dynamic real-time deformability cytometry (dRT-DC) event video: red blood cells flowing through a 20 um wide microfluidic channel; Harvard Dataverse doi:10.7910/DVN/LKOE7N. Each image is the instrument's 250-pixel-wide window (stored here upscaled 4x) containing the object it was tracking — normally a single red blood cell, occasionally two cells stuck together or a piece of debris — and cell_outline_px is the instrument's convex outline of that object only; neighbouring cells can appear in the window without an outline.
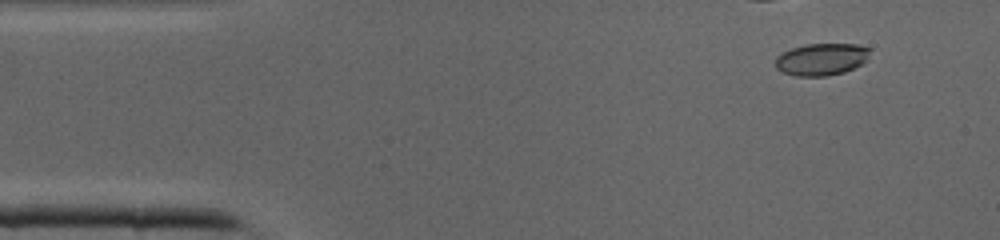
{"species": "common noctule bat (a hibernating species)", "species_latin": "Nyctalus noctula", "temperature_condition": "cold", "stored_images_in_passage": 32, "camera_frame_rate_fps": 3000, "um_per_image_px": 0.085, "animal": {"sex": "male", "body_mass_g": 19.0, "forearm_length_mm": 50.8}, "frame": {"image": 1, "passage_image": 3, "time_ms": 0.667, "image_size_px": [1000, 240], "cell_outline_px": [[868, 60], [844, 72], [824, 76], [796, 76], [784, 72], [776, 68], [776, 56], [792, 48], [808, 44], [856, 44], [868, 48]], "centroid_in_image_um": [69.81, 5.04], "position_along_channel_um": 15.2, "area_um2": 17.4}}